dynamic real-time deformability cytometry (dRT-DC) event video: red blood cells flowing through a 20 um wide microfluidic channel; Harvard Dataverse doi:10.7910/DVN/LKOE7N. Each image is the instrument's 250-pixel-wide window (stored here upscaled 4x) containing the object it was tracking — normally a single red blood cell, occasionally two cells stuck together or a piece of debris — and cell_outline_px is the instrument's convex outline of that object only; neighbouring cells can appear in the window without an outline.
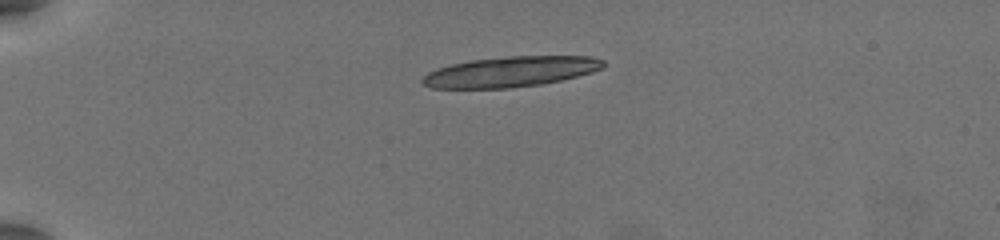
{"species": "common noctule bat (a hibernating species)", "species_latin": "Nyctalus noctula", "temperature_condition": "warm", "stored_images_in_passage": 10, "camera_frame_rate_fps": 3000, "um_per_image_px": 0.085, "animal": {"sex": "female", "body_mass_g": 19.5, "forearm_length_mm": 54.1}, "frame": {"image": 1, "passage_image": 1, "time_ms": 0.0, "image_size_px": [1000, 240], "cell_outline_px": [[604, 68], [592, 72], [560, 80], [540, 84], [508, 88], [432, 88], [424, 84], [420, 80], [428, 72], [436, 68], [452, 64], [472, 60], [508, 56], [592, 56], [604, 60]], "centroid_in_image_um": [43.4, 6.09], "position_along_channel_um": 41.6, "area_um2": 31.91}}